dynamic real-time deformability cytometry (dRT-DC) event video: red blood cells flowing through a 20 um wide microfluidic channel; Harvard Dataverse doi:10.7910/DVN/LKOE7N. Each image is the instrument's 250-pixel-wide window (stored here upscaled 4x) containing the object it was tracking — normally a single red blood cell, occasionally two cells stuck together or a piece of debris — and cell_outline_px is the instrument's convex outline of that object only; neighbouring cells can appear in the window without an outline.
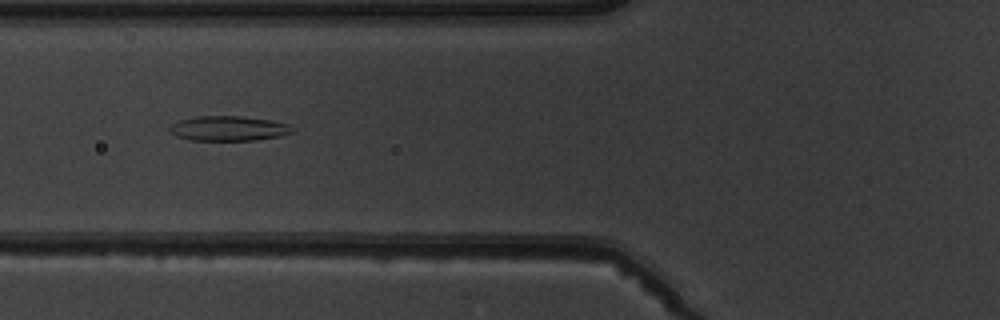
{"species": "common noctule bat (a hibernating species)", "species_latin": "Nyctalus noctula", "temperature_condition": "warm", "stored_images_in_passage": 8, "camera_frame_rate_fps": 3000, "um_per_image_px": 0.085, "animal": {"sex": "male", "body_mass_g": 19.5, "forearm_length_mm": 54.6}, "frame": {"image": 1, "passage_image": 6, "time_ms": 5.667, "image_size_px": [1000, 320], "cell_outline_px": [[296, 132], [280, 136], [256, 140], [192, 140], [176, 136], [168, 128], [172, 124], [180, 120], [196, 116], [244, 116], [272, 120], [288, 124], [296, 128]], "centroid_in_image_um": [19.5, 10.91], "position_along_channel_um": 106.3, "area_um2": 17.92}}
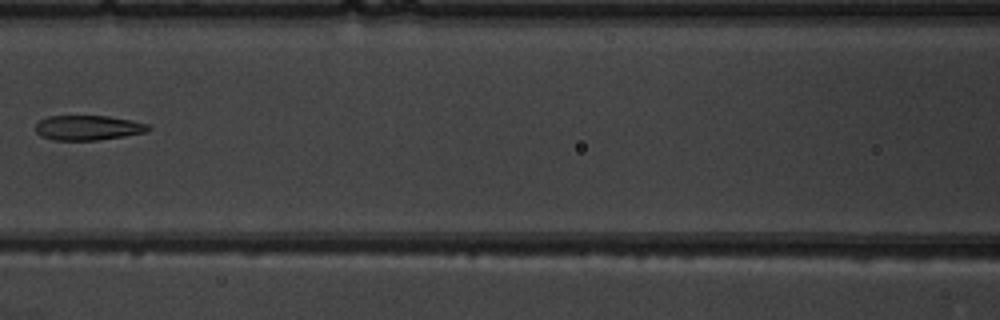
{"frame": {"image": 2, "passage_image": 7, "time_ms": 7.0, "image_size_px": [1000, 320], "cell_outline_px": [[152, 128], [148, 132], [124, 136], [96, 140], [52, 140], [40, 136], [36, 132], [36, 124], [40, 120], [48, 116], [108, 116], [132, 120], [148, 124]], "centroid_in_image_um": [7.5, 10.86], "position_along_channel_um": 159.1, "area_um2": 16.42}}
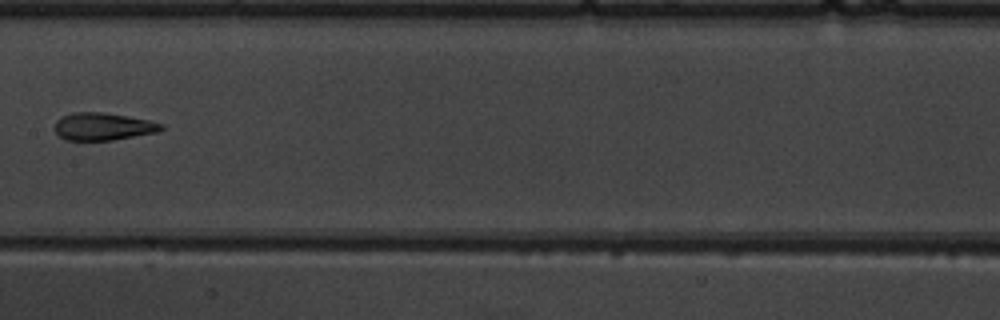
{"frame": {"image": 3, "passage_image": 8, "time_ms": 8.0, "image_size_px": [1000, 320], "cell_outline_px": [[164, 128], [156, 132], [112, 140], [64, 140], [56, 132], [56, 120], [72, 112], [104, 112], [128, 116], [148, 120], [164, 124]], "centroid_in_image_um": [8.76, 10.75], "position_along_channel_um": 198.6, "area_um2": 16.94}}